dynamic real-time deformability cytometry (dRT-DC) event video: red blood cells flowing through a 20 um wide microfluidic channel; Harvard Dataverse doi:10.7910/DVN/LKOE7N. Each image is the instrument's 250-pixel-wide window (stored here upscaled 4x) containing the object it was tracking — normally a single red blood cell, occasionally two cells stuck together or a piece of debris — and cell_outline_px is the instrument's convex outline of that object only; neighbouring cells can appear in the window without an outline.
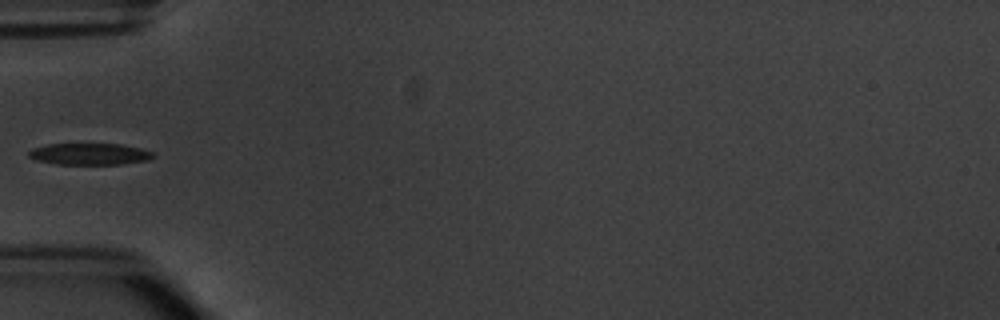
{"species": "common noctule bat (a hibernating species)", "species_latin": "Nyctalus noctula", "temperature_condition": "warm", "stored_images_in_passage": 4, "segment_of_instrument_passage": [2, 2], "camera_frame_rate_fps": 3000, "um_per_image_px": 0.085, "animal": {"sex": "male", "body_mass_g": 20.1, "forearm_length_mm": 53.5}, "frame": {"image": 1, "passage_image": 4, "time_ms": 3.333, "image_size_px": [1000, 320], "cell_outline_px": [[156, 156], [148, 160], [120, 164], [56, 164], [36, 160], [28, 156], [28, 152], [32, 148], [48, 144], [120, 144], [140, 148], [152, 152]], "centroid_in_image_um": [7.6, 13.09], "position_along_channel_um": 77.4, "area_um2": 15.61}}